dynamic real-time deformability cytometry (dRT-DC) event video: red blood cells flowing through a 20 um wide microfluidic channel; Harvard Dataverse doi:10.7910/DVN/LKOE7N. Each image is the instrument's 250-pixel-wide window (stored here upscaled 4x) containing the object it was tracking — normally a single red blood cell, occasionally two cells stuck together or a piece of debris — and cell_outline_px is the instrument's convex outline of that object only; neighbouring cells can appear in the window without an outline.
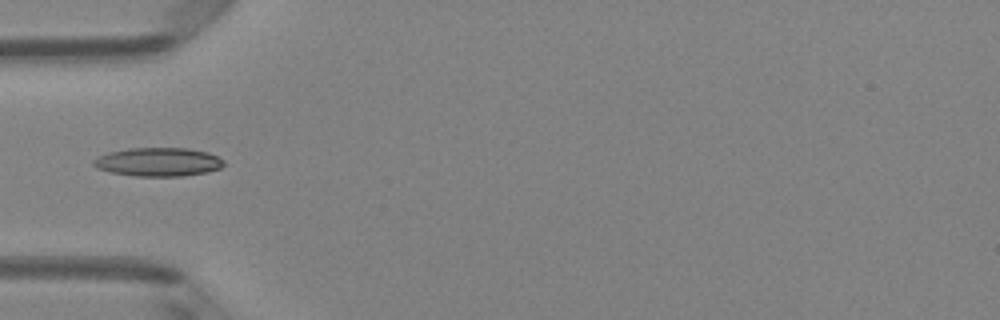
{"species": "Egyptian fruit bat (a non-hibernating species)", "species_latin": "Rousettus aegyptiacus", "temperature_condition": "room temperature", "stored_images_in_passage": 5, "camera_frame_rate_fps": 3000, "um_per_image_px": 0.085, "animal": {"sex": "female"}, "frame": {"image": 1, "passage_image": 5, "time_ms": 1.333, "image_size_px": [1000, 320], "cell_outline_px": [[224, 164], [220, 168], [208, 172], [184, 176], [136, 176], [112, 172], [96, 168], [92, 164], [92, 160], [108, 152], [128, 148], [188, 148], [208, 152], [224, 160]], "centroid_in_image_um": [13.46, 13.76], "position_along_channel_um": 71.5, "area_um2": 21.79}}